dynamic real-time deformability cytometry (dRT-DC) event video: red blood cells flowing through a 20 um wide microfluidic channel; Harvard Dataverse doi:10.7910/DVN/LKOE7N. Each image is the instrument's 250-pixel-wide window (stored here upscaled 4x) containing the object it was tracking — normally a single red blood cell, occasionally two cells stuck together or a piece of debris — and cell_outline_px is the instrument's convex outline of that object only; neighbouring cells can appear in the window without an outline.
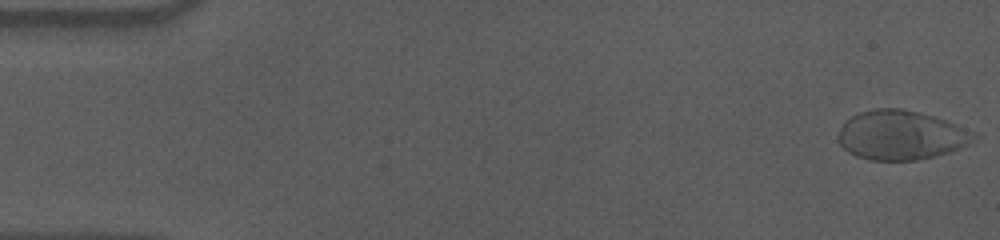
{"species": "human", "species_latin": "Homo sapiens", "temperature_condition": "cold", "stored_images_in_passage": 56, "camera_frame_rate_fps": 3000, "um_per_image_px": 0.085, "donor": {"sex": "male"}, "frame": {"image": 1, "passage_image": 1, "time_ms": 0.0, "image_size_px": [1000, 240], "cell_outline_px": [[980, 136], [976, 140], [960, 148], [948, 152], [916, 160], [868, 160], [856, 156], [848, 152], [836, 140], [836, 136], [844, 120], [860, 112], [876, 108], [900, 108], [920, 112], [956, 124]], "centroid_in_image_um": [76.54, 11.48], "position_along_channel_um": 8.5, "area_um2": 39.07}}
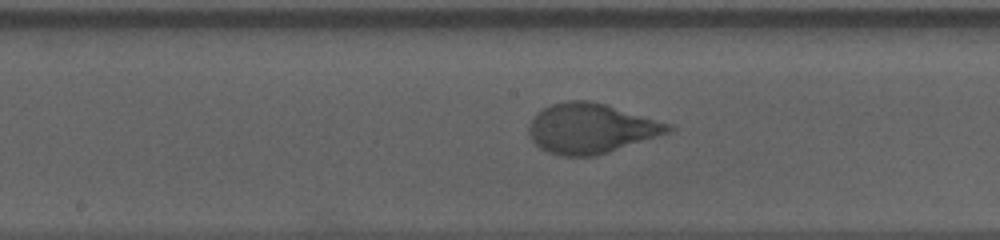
{"frame": {"image": 2, "passage_image": 29, "time_ms": 9.333, "image_size_px": [1000, 240], "cell_outline_px": [[676, 128], [672, 132], [596, 156], [560, 156], [548, 152], [540, 148], [532, 140], [528, 132], [528, 128], [536, 112], [552, 104], [564, 100], [592, 100], [672, 124]], "centroid_in_image_um": [50.25, 10.91], "position_along_channel_um": 198.0, "area_um2": 40.81}}
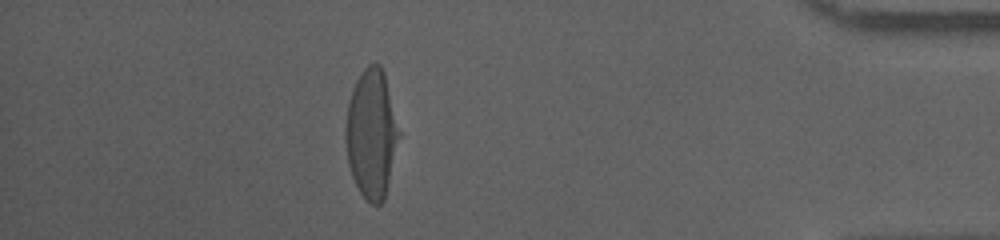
{"frame": {"image": 3, "passage_image": 50, "time_ms": 16.333, "image_size_px": [1000, 240], "cell_outline_px": [[400, 136], [384, 200], [380, 204], [372, 204], [360, 192], [352, 176], [348, 164], [344, 136], [344, 128], [348, 100], [352, 88], [356, 80], [364, 68], [368, 64], [380, 64], [384, 72], [400, 132]], "centroid_in_image_um": [31.55, 11.35], "position_along_channel_um": 403.6, "area_um2": 40.17}, "authors_computed_cell_mechanics": {"area_um2": 40.171, "velocity_mm_per_s": 3.5723, "shape_relaxation_time_tau1_ms": 5.4259, "shape_relaxation_time_tau2_ms": null, "deformation_change_tau1": 0.2158, "deformation_change_tau2": null}}